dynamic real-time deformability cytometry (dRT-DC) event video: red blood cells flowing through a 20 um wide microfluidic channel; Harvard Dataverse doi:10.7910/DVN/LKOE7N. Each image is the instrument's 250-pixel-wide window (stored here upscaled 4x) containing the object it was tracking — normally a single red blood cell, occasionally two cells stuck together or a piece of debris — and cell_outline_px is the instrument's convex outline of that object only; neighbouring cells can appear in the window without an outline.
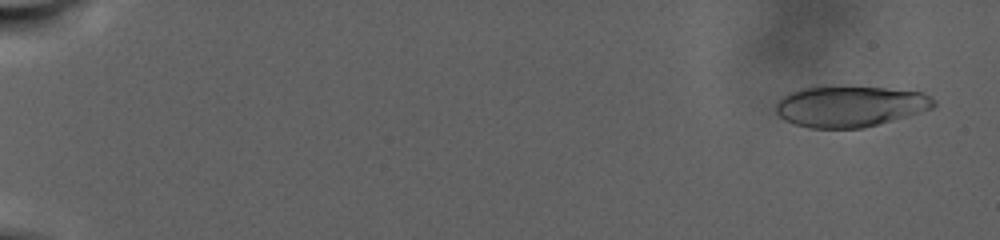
{"species": "human", "species_latin": "Homo sapiens", "temperature_condition": "warm", "stored_images_in_passage": 79, "camera_frame_rate_fps": 3000, "um_per_image_px": 0.085, "donor": {"sex": "male"}, "frame": {"image": 1, "passage_image": 1, "time_ms": 0.0, "image_size_px": [1000, 240], "cell_outline_px": [[936, 104], [932, 108], [908, 116], [864, 128], [808, 128], [784, 120], [776, 112], [776, 104], [788, 92], [800, 88], [884, 88], [920, 92], [936, 100]], "centroid_in_image_um": [72.25, 9.06], "position_along_channel_um": 12.8, "area_um2": 37.05}}
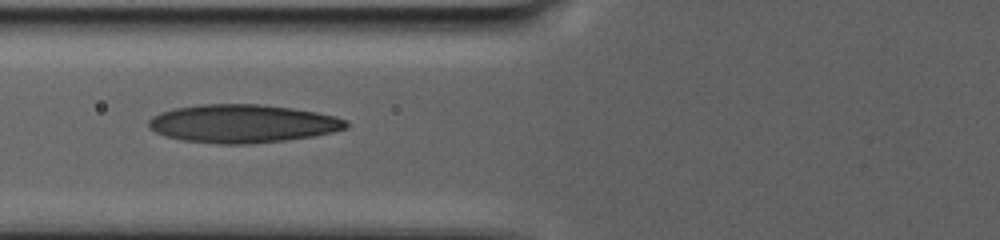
{"frame": {"image": 2, "passage_image": 68, "time_ms": 12.667, "image_size_px": [1000, 240], "cell_outline_px": [[348, 128], [332, 132], [312, 136], [284, 140], [248, 144], [220, 144], [184, 140], [164, 136], [148, 128], [148, 120], [152, 116], [160, 112], [172, 108], [200, 104], [260, 104], [292, 108], [316, 112], [336, 116], [348, 120]], "centroid_in_image_um": [20.6, 10.5], "position_along_channel_um": 105.2, "area_um2": 44.16}}
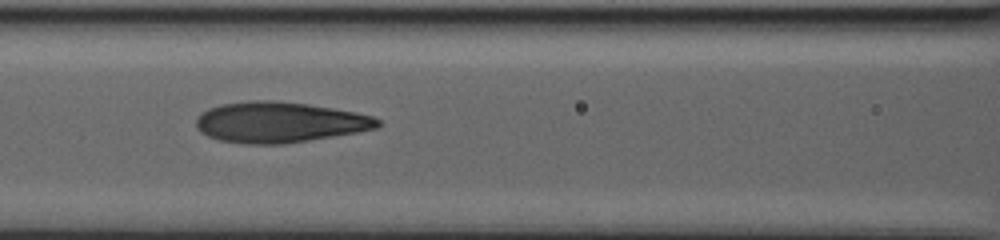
{"frame": {"image": 3, "passage_image": 78, "time_ms": 14.333, "image_size_px": [1000, 240], "cell_outline_px": [[380, 124], [376, 128], [356, 132], [284, 144], [248, 144], [220, 140], [208, 136], [200, 132], [196, 124], [196, 120], [208, 108], [220, 104], [248, 100], [272, 100], [308, 104], [356, 112], [372, 116], [380, 120]], "centroid_in_image_um": [23.74, 10.38], "position_along_channel_um": 142.9, "area_um2": 42.77}}